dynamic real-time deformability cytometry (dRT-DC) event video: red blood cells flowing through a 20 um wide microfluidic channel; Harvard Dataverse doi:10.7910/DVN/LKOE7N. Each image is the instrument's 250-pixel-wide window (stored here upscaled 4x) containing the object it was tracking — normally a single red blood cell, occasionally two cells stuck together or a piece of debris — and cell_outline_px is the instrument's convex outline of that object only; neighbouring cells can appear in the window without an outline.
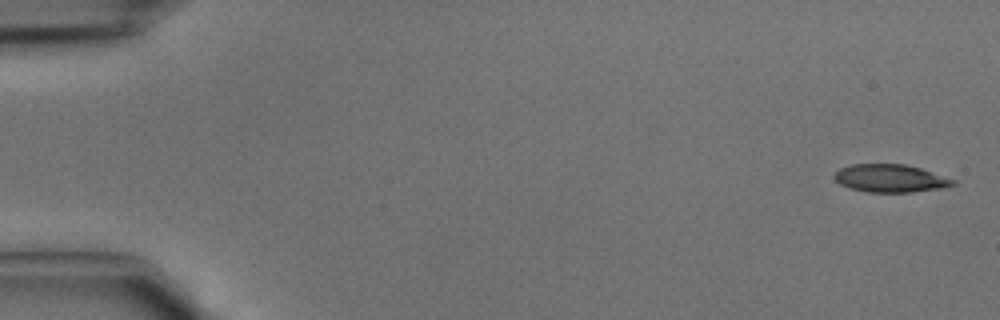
{"species": "common noctule bat (a hibernating species)", "species_latin": "Nyctalus noctula", "temperature_condition": "cold", "stored_images_in_passage": 4, "camera_frame_rate_fps": 3000, "um_per_image_px": 0.085, "animal": {"sex": "male", "body_mass_g": 15.6}, "frame": {"image": 1, "passage_image": 1, "time_ms": 0.0, "image_size_px": [1000, 320], "cell_outline_px": [[956, 184], [944, 188], [912, 192], [868, 192], [852, 188], [840, 184], [832, 176], [840, 168], [852, 164], [904, 164], [920, 168], [956, 180]], "centroid_in_image_um": [75.7, 15.16], "position_along_channel_um": 9.3, "area_um2": 19.19}}
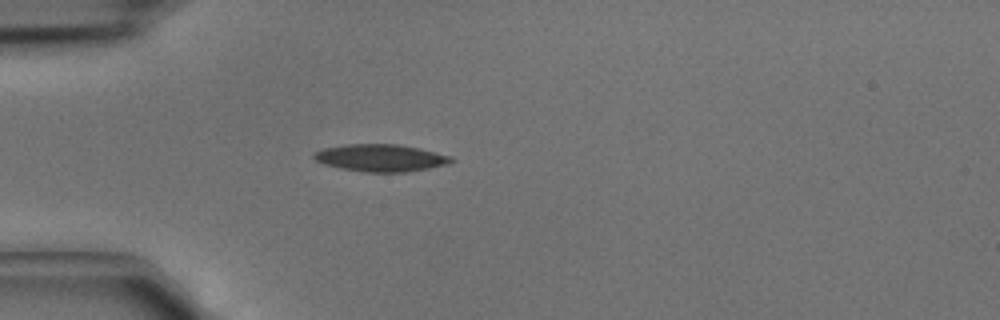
{"frame": {"image": 2, "passage_image": 4, "time_ms": 1.0, "image_size_px": [1000, 320], "cell_outline_px": [[456, 160], [448, 164], [428, 168], [404, 172], [364, 172], [340, 168], [324, 164], [316, 160], [312, 156], [312, 152], [324, 148], [344, 144], [396, 144], [420, 148], [452, 156]], "centroid_in_image_um": [32.35, 13.41], "position_along_channel_um": 52.6, "area_um2": 21.91}}